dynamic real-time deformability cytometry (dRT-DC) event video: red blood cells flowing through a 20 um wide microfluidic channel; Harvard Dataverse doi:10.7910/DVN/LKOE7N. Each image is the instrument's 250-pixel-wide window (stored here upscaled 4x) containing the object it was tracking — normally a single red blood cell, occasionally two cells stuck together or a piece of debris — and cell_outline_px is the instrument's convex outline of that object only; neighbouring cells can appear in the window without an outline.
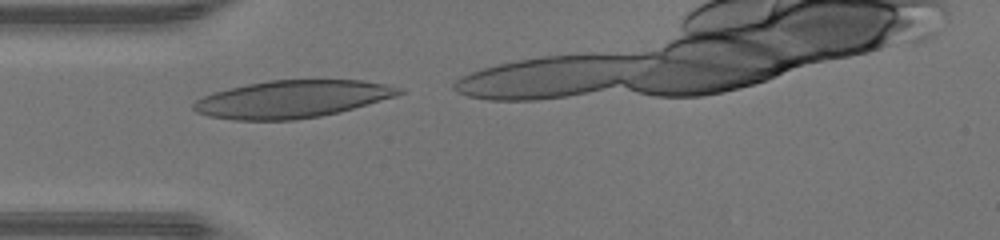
{"species": "human", "species_latin": "Homo sapiens", "temperature_condition": "warm", "stored_images_in_passage": 7, "camera_frame_rate_fps": 3000, "um_per_image_px": 0.085, "donor": {"sex": "male"}, "frame": {"image": 1, "passage_image": 1, "time_ms": 0.0, "image_size_px": [1000, 240], "cell_outline_px": [[404, 92], [396, 96], [340, 112], [320, 116], [292, 120], [232, 120], [208, 116], [196, 112], [192, 108], [192, 104], [196, 100], [212, 92], [228, 88], [268, 80], [364, 80], [388, 84], [404, 88]], "centroid_in_image_um": [24.84, 8.42], "position_along_channel_um": 60.2, "area_um2": 45.03}}
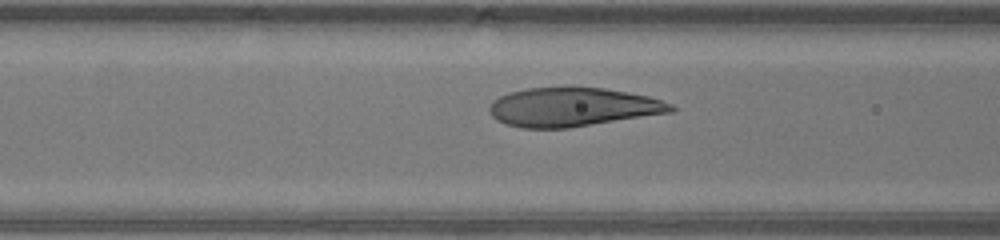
{"frame": {"image": 2, "passage_image": 5, "time_ms": 1.333, "image_size_px": [1000, 240], "cell_outline_px": [[676, 108], [672, 112], [568, 128], [524, 128], [508, 124], [496, 120], [492, 116], [488, 108], [492, 100], [508, 92], [524, 88], [564, 84], [604, 88], [628, 92], [648, 96], [672, 104]], "centroid_in_image_um": [48.63, 9.06], "position_along_channel_um": 118.0, "area_um2": 42.02}}